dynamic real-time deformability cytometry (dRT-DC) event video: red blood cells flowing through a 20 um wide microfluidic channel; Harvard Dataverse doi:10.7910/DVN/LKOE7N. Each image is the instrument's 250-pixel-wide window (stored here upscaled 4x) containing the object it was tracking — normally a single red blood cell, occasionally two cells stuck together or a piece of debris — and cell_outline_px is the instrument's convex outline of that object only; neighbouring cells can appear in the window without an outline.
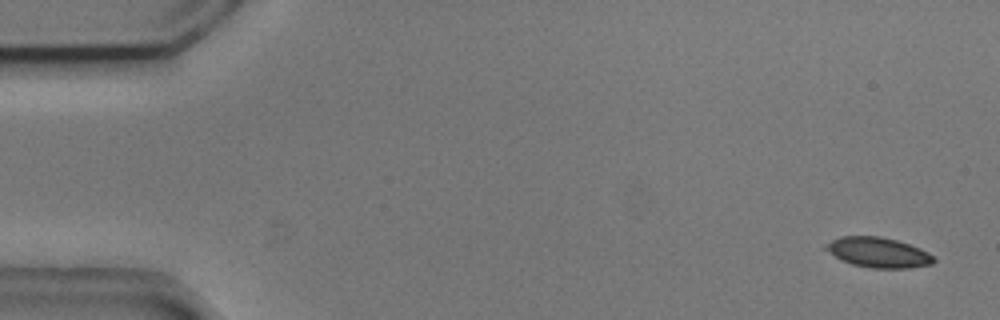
{"species": "common noctule bat (a hibernating species)", "species_latin": "Nyctalus noctula", "temperature_condition": "cold", "stored_images_in_passage": 5, "camera_frame_rate_fps": 3000, "um_per_image_px": 0.085, "animal": {"sex": "male", "body_mass_g": 20.5, "forearm_length_mm": 52.5}, "frame": {"image": 1, "passage_image": 1, "time_ms": 0.0, "image_size_px": [1000, 320], "cell_outline_px": [[936, 260], [932, 264], [908, 268], [872, 268], [852, 264], [836, 256], [824, 248], [824, 244], [840, 236], [880, 236], [896, 240], [920, 248], [928, 252]], "centroid_in_image_um": [74.66, 21.45], "position_along_channel_um": 10.3, "area_um2": 18.73}}
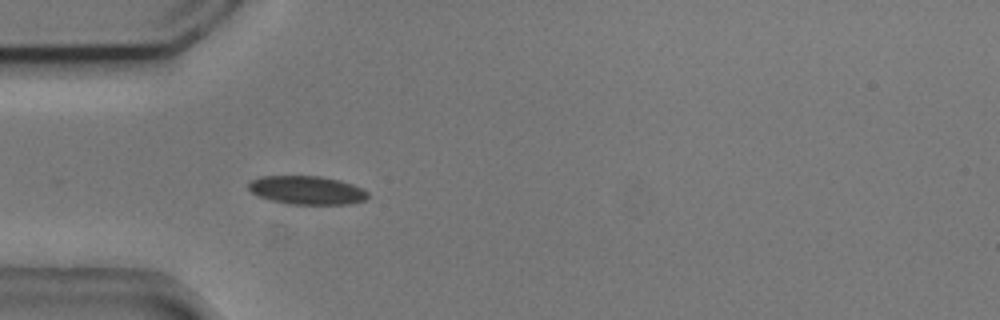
{"frame": {"image": 2, "passage_image": 5, "time_ms": 1.333, "image_size_px": [1000, 320], "cell_outline_px": [[368, 196], [364, 200], [348, 204], [288, 204], [272, 200], [260, 196], [252, 192], [248, 188], [248, 184], [252, 180], [260, 176], [320, 176], [340, 180], [352, 184], [368, 192]], "centroid_in_image_um": [26.08, 16.16], "position_along_channel_um": 58.9, "area_um2": 19.65}}